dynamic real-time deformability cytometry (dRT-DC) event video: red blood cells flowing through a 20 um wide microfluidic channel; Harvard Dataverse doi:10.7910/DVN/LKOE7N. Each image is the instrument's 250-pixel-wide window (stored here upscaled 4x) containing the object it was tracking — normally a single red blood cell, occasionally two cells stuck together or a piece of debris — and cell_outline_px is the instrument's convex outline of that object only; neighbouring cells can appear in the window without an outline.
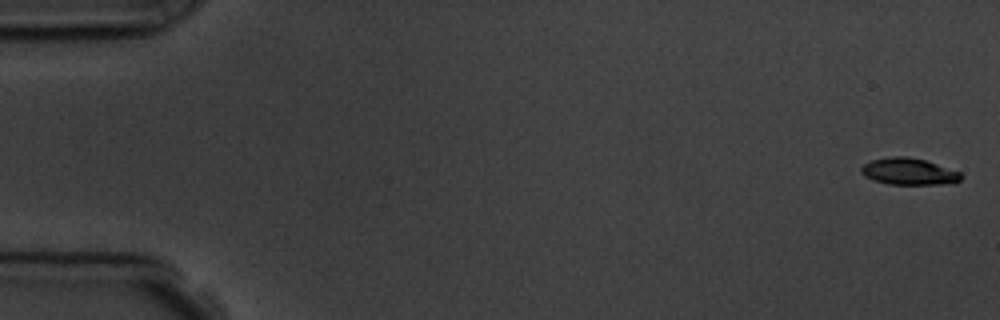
{"species": "common noctule bat (a hibernating species)", "species_latin": "Nyctalus noctula", "temperature_condition": "room temperature", "stored_images_in_passage": 11, "camera_frame_rate_fps": 3000, "um_per_image_px": 0.085, "animal": {"sex": "male", "body_mass_g": 19.5, "forearm_length_mm": 54.6}, "frame": {"image": 1, "passage_image": 1, "time_ms": 0.0, "image_size_px": [1000, 320], "cell_outline_px": [[964, 176], [960, 180], [952, 184], [888, 184], [864, 176], [860, 172], [860, 168], [864, 164], [872, 160], [892, 156], [908, 156], [924, 160], [960, 172]], "centroid_in_image_um": [77.26, 14.58], "position_along_channel_um": 7.7, "area_um2": 15.49}}
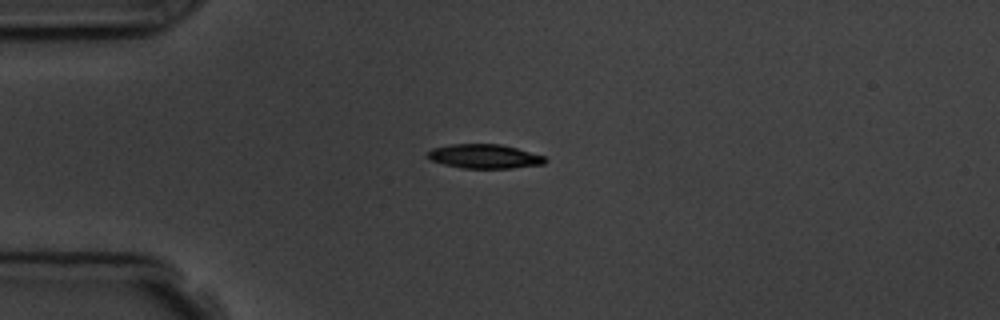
{"frame": {"image": 2, "passage_image": 4, "time_ms": 4.333, "image_size_px": [1000, 320], "cell_outline_px": [[548, 160], [544, 164], [512, 168], [460, 168], [444, 164], [432, 160], [428, 156], [428, 152], [432, 148], [452, 144], [500, 144], [516, 148], [544, 156]], "centroid_in_image_um": [41.19, 13.29], "position_along_channel_um": 43.8, "area_um2": 16.42}}